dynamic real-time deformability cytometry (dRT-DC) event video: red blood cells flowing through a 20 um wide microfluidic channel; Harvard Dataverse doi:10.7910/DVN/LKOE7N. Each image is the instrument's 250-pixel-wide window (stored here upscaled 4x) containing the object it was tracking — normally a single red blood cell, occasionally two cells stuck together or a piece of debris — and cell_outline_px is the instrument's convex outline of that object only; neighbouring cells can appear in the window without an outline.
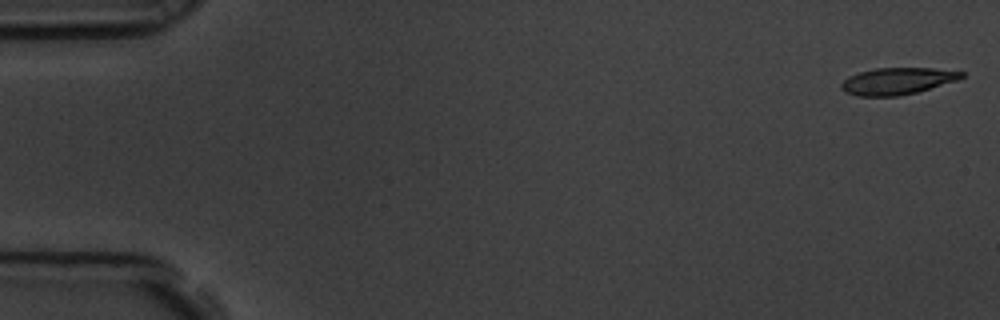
{"species": "common noctule bat (a hibernating species)", "species_latin": "Nyctalus noctula", "temperature_condition": "room temperature", "stored_images_in_passage": 6, "segment_of_instrument_passage": [1, 2], "camera_frame_rate_fps": 3000, "um_per_image_px": 0.085, "animal": {"sex": "male", "body_mass_g": 19.5, "forearm_length_mm": 54.6}, "frame": {"image": 1, "passage_image": 1, "time_ms": 0.0, "image_size_px": [1000, 320], "cell_outline_px": [[964, 76], [956, 80], [916, 92], [900, 96], [856, 96], [844, 92], [840, 88], [840, 84], [848, 76], [860, 72], [876, 68], [932, 68], [964, 72]], "centroid_in_image_um": [76.21, 6.89], "position_along_channel_um": 8.8, "area_um2": 18.67}}
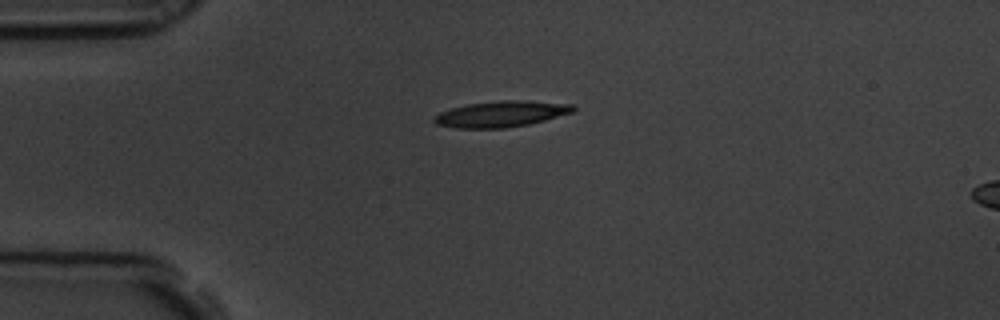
{"frame": {"image": 2, "passage_image": 4, "time_ms": 1.0, "image_size_px": [1000, 320], "cell_outline_px": [[576, 108], [572, 112], [544, 120], [528, 124], [504, 128], [456, 128], [436, 124], [432, 120], [440, 112], [452, 108], [468, 104], [500, 100], [524, 100], [572, 104]], "centroid_in_image_um": [42.59, 9.68], "position_along_channel_um": 42.4, "area_um2": 20.87}}